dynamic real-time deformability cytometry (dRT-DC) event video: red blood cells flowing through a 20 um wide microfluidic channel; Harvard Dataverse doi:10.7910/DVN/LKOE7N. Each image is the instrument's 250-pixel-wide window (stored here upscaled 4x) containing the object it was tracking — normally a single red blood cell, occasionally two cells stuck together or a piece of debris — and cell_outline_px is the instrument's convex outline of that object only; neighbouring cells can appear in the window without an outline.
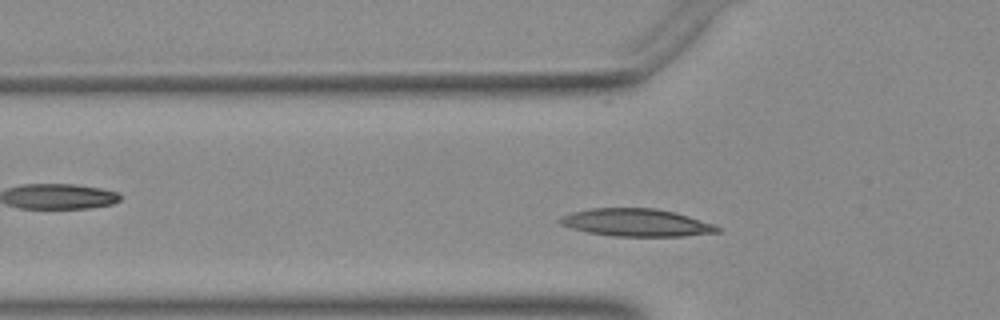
{"species": "Egyptian fruit bat (a non-hibernating species)", "species_latin": "Rousettus aegyptiacus", "temperature_condition": "warm", "stored_images_in_passage": 37, "camera_frame_rate_fps": 3000, "um_per_image_px": 0.085, "animal": {"sex": "female"}, "frame": {"image": 1, "passage_image": 11, "time_ms": 3.333, "image_size_px": [1000, 320], "cell_outline_px": [[724, 232], [684, 236], [612, 236], [588, 232], [572, 228], [560, 224], [556, 220], [560, 216], [572, 212], [592, 208], [656, 208], [676, 212], [724, 228]], "centroid_in_image_um": [54.11, 18.92], "position_along_channel_um": 71.7, "area_um2": 25.55}}
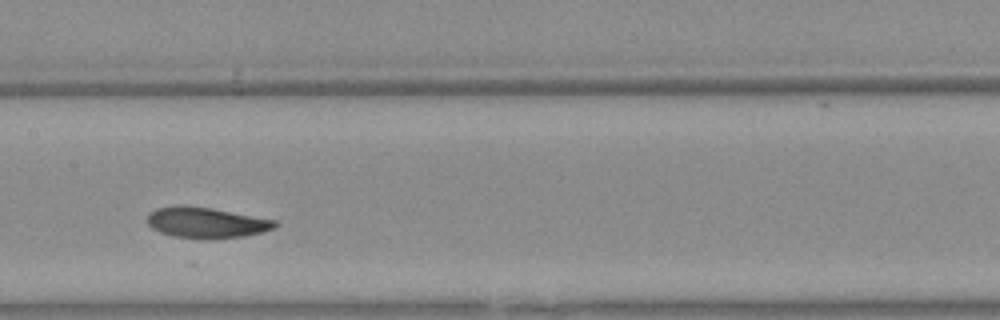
{"frame": {"image": 2, "passage_image": 20, "time_ms": 6.333, "image_size_px": [1000, 320], "cell_outline_px": [[280, 224], [276, 228], [264, 232], [244, 236], [172, 236], [160, 232], [152, 228], [148, 224], [148, 212], [156, 208], [212, 208], [276, 220]], "centroid_in_image_um": [17.62, 18.92], "position_along_channel_um": 189.8, "area_um2": 21.5}}
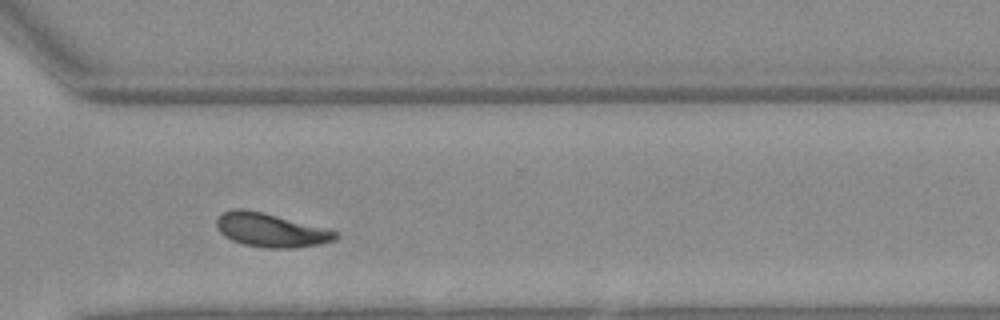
{"frame": {"image": 3, "passage_image": 32, "time_ms": 10.333, "image_size_px": [1000, 320], "cell_outline_px": [[340, 236], [336, 240], [320, 244], [296, 248], [264, 248], [244, 244], [232, 240], [224, 236], [216, 228], [216, 220], [224, 212], [236, 208], [240, 208], [260, 212], [328, 228], [336, 232]], "centroid_in_image_um": [23.04, 19.57], "position_along_channel_um": 347.6, "area_um2": 23.35}}